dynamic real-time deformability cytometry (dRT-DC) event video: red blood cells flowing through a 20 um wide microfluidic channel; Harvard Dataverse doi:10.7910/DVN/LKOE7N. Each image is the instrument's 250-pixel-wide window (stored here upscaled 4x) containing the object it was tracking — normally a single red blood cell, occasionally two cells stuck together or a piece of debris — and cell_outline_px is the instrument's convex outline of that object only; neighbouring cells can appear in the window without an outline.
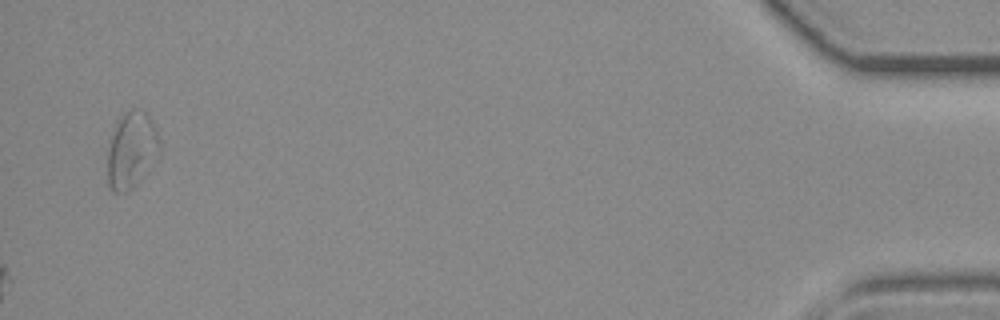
{"species": "common noctule bat (a hibernating species)", "species_latin": "Nyctalus noctula", "temperature_condition": "room temperature", "stored_images_in_passage": 43, "camera_frame_rate_fps": 3000, "um_per_image_px": 0.085, "animal": {"sex": "female", "body_mass_g": 19.3, "forearm_length_mm": 54.1}, "frame": {"image": 1, "passage_image": 43, "time_ms": 14.0, "image_size_px": [1000, 320], "cell_outline_px": [[160, 148], [144, 176], [128, 192], [112, 192], [108, 188], [108, 148], [116, 120], [124, 112], [132, 108], [144, 112], [152, 120], [160, 144]], "centroid_in_image_um": [11.14, 12.76], "position_along_channel_um": 424.1, "area_um2": 23.0}}